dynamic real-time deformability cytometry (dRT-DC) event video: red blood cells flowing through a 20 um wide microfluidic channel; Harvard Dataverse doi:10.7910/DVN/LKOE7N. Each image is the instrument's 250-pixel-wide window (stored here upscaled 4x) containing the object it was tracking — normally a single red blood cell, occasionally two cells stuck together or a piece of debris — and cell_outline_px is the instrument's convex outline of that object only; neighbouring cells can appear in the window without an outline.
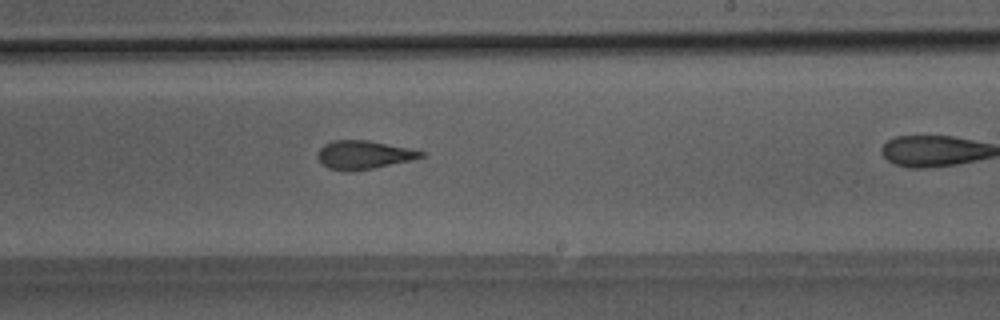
{"species": "Egyptian fruit bat (a non-hibernating species)", "species_latin": "Rousettus aegyptiacus", "temperature_condition": "room temperature", "stored_images_in_passage": 33, "camera_frame_rate_fps": 3000, "um_per_image_px": 0.085, "animal": {"sex": "male"}, "frame": {"image": 1, "passage_image": 24, "time_ms": 7.667, "image_size_px": [1000, 320], "cell_outline_px": [[428, 152], [424, 156], [412, 160], [352, 172], [344, 172], [328, 168], [320, 164], [316, 156], [320, 148], [324, 144], [332, 140], [368, 140]], "centroid_in_image_um": [30.87, 13.17], "position_along_channel_um": 258.1, "area_um2": 17.4}}